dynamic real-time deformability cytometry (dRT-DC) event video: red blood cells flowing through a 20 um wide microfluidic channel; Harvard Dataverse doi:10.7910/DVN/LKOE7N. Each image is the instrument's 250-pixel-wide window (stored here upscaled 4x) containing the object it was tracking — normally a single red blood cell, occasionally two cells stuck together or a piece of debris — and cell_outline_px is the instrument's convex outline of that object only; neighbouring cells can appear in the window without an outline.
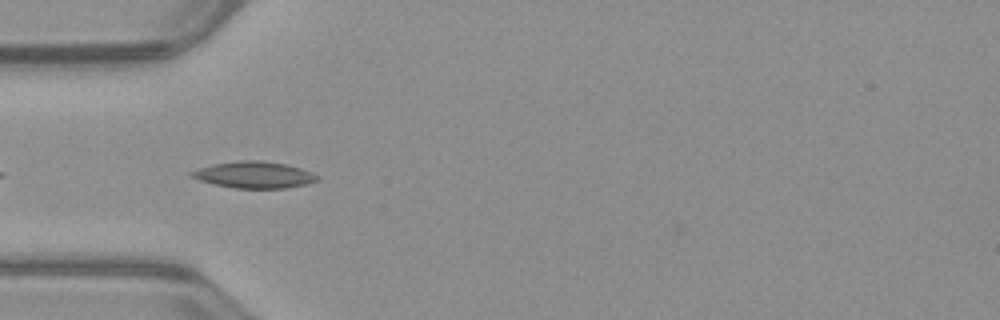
{"species": "common noctule bat (a hibernating species)", "species_latin": "Nyctalus noctula", "temperature_condition": "warm", "stored_images_in_passage": 39, "camera_frame_rate_fps": 3000, "um_per_image_px": 0.085, "animal": {"sex": "male", "body_mass_g": 23.1, "forearm_length_mm": 52.7}, "frame": {"image": 1, "passage_image": 3, "time_ms": 0.667, "image_size_px": [1000, 320], "cell_outline_px": [[320, 180], [288, 188], [232, 188], [200, 180], [188, 176], [188, 172], [212, 164], [240, 160], [260, 160], [284, 164], [300, 168], [312, 172], [320, 176]], "centroid_in_image_um": [21.6, 14.86], "position_along_channel_um": 63.4, "area_um2": 19.48}}
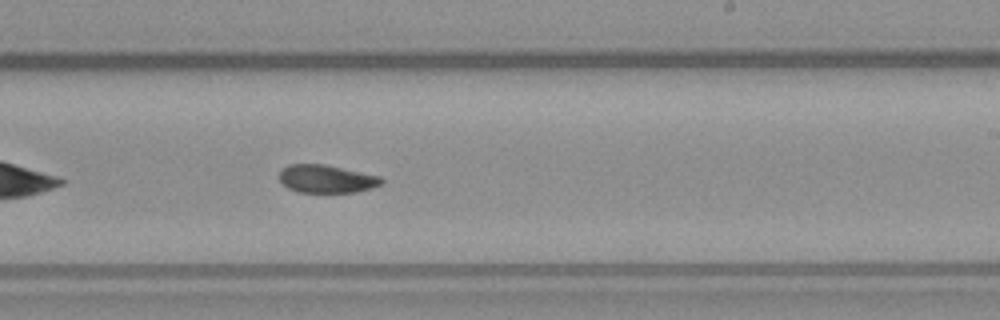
{"frame": {"image": 2, "passage_image": 18, "time_ms": 5.667, "image_size_px": [1000, 320], "cell_outline_px": [[384, 184], [372, 188], [356, 192], [296, 192], [288, 188], [280, 180], [280, 172], [288, 164], [324, 164], [380, 176], [384, 180]], "centroid_in_image_um": [27.79, 15.21], "position_along_channel_um": 261.2, "area_um2": 16.65}}
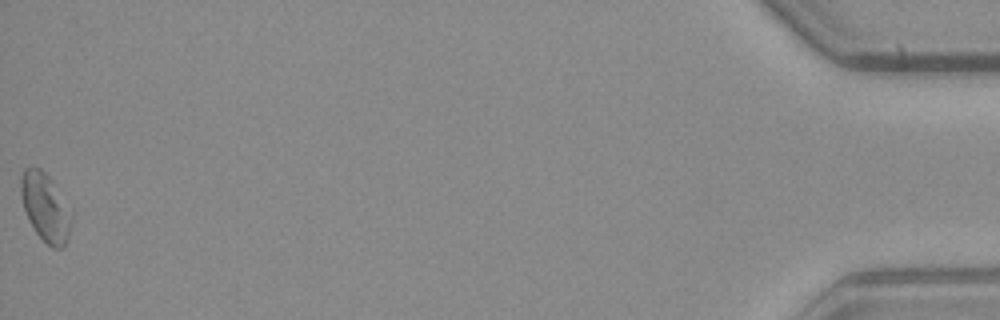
{"frame": {"image": 3, "passage_image": 39, "time_ms": 12.667, "image_size_px": [1000, 320], "cell_outline_px": [[72, 220], [68, 236], [64, 244], [60, 248], [52, 248], [36, 232], [28, 220], [20, 196], [20, 180], [24, 168], [40, 168], [52, 180], [72, 212]], "centroid_in_image_um": [3.85, 17.61], "position_along_channel_um": 431.4, "area_um2": 19.94}, "authors_computed_cell_mechanics": {"area_um2": 17.4556, "velocity_mm_per_s": 3.9694, "shape_relaxation_time_tau1_ms": null, "shape_relaxation_time_tau2_ms": 6.2914, "deformation_change_tau1": null, "deformation_change_tau2": 0.1177}}